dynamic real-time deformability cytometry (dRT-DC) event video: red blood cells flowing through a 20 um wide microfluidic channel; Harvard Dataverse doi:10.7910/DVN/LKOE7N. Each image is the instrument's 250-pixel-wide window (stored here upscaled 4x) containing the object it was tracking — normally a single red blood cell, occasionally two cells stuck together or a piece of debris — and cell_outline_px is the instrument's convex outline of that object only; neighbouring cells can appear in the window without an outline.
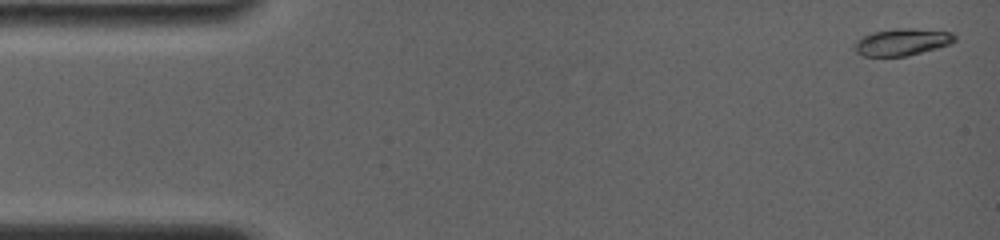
{"species": "common noctule bat (a hibernating species)", "species_latin": "Nyctalus noctula", "temperature_condition": "room temperature", "stored_images_in_passage": 17, "camera_frame_rate_fps": 4000, "um_per_image_px": 0.085, "animal": {"sex": "female", "body_mass_g": 19.0, "forearm_length_mm": 56.7}, "frame": {"image": 1, "passage_image": 1, "time_ms": 0.0, "image_size_px": [1000, 240], "cell_outline_px": [[956, 40], [948, 44], [936, 48], [908, 56], [864, 56], [856, 52], [856, 40], [872, 32], [896, 28], [912, 28], [952, 32], [956, 36]], "centroid_in_image_um": [76.69, 3.56], "position_along_channel_um": 8.3, "area_um2": 15.61}}
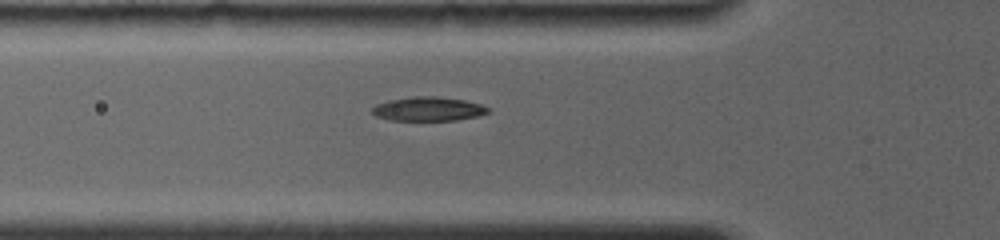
{"frame": {"image": 2, "passage_image": 15, "time_ms": 5.25, "image_size_px": [1000, 240], "cell_outline_px": [[488, 112], [476, 116], [456, 120], [388, 120], [376, 116], [372, 112], [372, 108], [376, 104], [388, 100], [412, 96], [436, 96], [464, 100], [480, 104], [488, 108]], "centroid_in_image_um": [36.35, 9.25], "position_along_channel_um": 89.5, "area_um2": 16.13}}
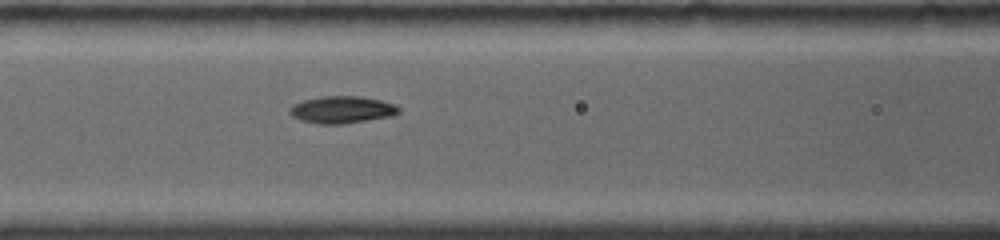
{"frame": {"image": 3, "passage_image": 17, "time_ms": 6.5, "image_size_px": [1000, 240], "cell_outline_px": [[400, 112], [392, 116], [344, 124], [316, 124], [300, 120], [292, 116], [288, 112], [288, 108], [292, 104], [304, 100], [320, 96], [360, 96], [380, 100], [392, 104], [400, 108]], "centroid_in_image_um": [29.01, 9.33], "position_along_channel_um": 137.6, "area_um2": 17.4}}